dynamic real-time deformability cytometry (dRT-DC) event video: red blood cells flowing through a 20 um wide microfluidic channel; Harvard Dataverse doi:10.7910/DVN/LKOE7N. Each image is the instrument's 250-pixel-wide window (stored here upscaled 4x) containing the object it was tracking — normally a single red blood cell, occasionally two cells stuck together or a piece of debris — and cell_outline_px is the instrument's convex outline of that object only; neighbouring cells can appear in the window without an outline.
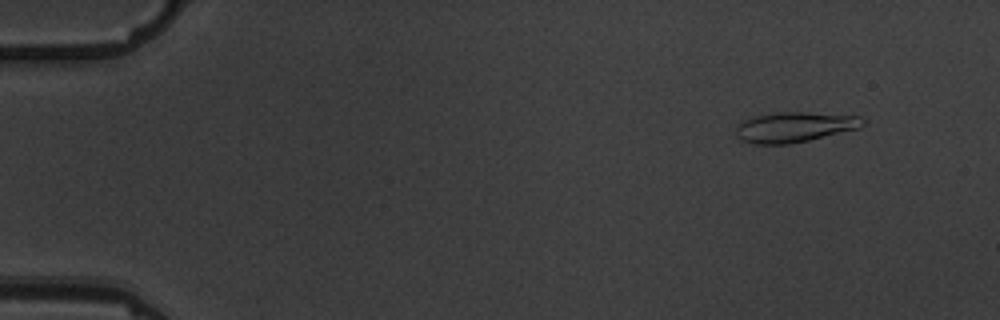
{"species": "common noctule bat (a hibernating species)", "species_latin": "Nyctalus noctula", "temperature_condition": "warm", "stored_images_in_passage": 5, "camera_frame_rate_fps": 3000, "um_per_image_px": 0.085, "animal": {"sex": "male", "body_mass_g": 19.5, "forearm_length_mm": 54.6}, "frame": {"image": 1, "passage_image": 2, "time_ms": 1.0, "image_size_px": [1000, 320], "cell_outline_px": [[864, 124], [860, 128], [808, 140], [788, 144], [756, 144], [740, 140], [736, 136], [736, 128], [744, 120], [756, 116], [780, 112], [804, 112], [860, 116], [864, 120]], "centroid_in_image_um": [67.54, 10.8], "position_along_channel_um": 17.5, "area_um2": 22.08}}